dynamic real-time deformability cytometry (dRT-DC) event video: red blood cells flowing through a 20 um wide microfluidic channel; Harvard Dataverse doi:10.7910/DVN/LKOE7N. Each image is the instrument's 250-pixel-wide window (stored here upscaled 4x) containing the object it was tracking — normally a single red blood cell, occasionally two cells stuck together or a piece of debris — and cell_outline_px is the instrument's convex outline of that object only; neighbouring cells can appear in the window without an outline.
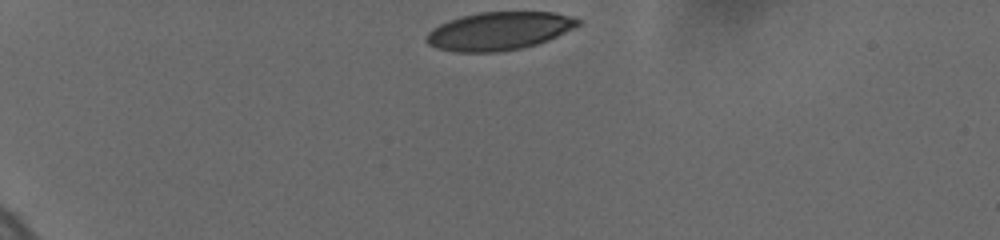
{"species": "human", "species_latin": "Homo sapiens", "temperature_condition": "cold", "stored_images_in_passage": 39, "camera_frame_rate_fps": 3000, "um_per_image_px": 0.085, "donor": {"sex": "female"}, "frame": {"image": 1, "passage_image": 1, "time_ms": 0.0, "image_size_px": [1000, 240], "cell_outline_px": [[584, 24], [576, 28], [548, 40], [524, 48], [496, 52], [452, 52], [436, 48], [428, 44], [424, 40], [428, 32], [432, 28], [448, 20], [480, 12], [556, 12], [572, 16], [584, 20]], "centroid_in_image_um": [42.47, 2.64], "position_along_channel_um": 42.5, "area_um2": 34.16}}
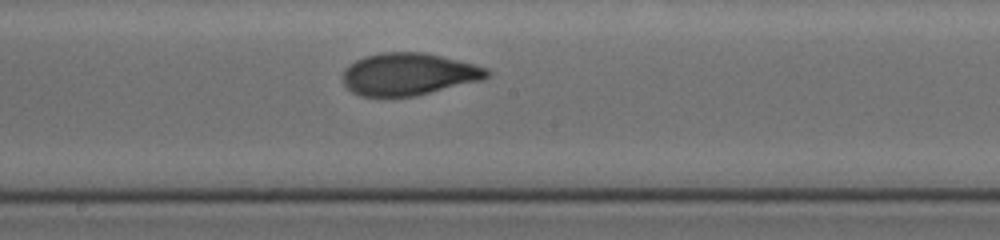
{"frame": {"image": 2, "passage_image": 21, "time_ms": 6.333, "image_size_px": [1000, 240], "cell_outline_px": [[492, 72], [484, 80], [416, 96], [360, 96], [352, 92], [344, 84], [344, 68], [348, 64], [364, 56], [380, 52], [424, 52], [488, 68]], "centroid_in_image_um": [34.74, 6.3], "position_along_channel_um": 213.5, "area_um2": 35.6}}
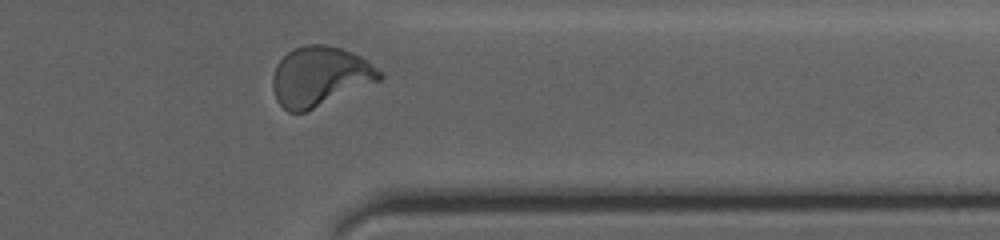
{"frame": {"image": 3, "passage_image": 37, "time_ms": 11.0, "image_size_px": [1000, 240], "cell_outline_px": [[384, 76], [380, 80], [304, 112], [288, 112], [276, 100], [272, 88], [272, 76], [276, 64], [288, 52], [304, 44], [324, 44], [340, 48], [352, 52], [368, 60]], "centroid_in_image_um": [27.16, 6.48], "position_along_channel_um": 384.2, "area_um2": 36.88}, "authors_computed_cell_mechanics": {"area_um2": 35.6048, "velocity_mm_per_s": 3.6919, "shape_relaxation_time_tau1_ms": 3.6509, "shape_relaxation_time_tau2_ms": 1.1296, "deformation_change_tau1": 0.1676, "deformation_change_tau2": 0.0622}}